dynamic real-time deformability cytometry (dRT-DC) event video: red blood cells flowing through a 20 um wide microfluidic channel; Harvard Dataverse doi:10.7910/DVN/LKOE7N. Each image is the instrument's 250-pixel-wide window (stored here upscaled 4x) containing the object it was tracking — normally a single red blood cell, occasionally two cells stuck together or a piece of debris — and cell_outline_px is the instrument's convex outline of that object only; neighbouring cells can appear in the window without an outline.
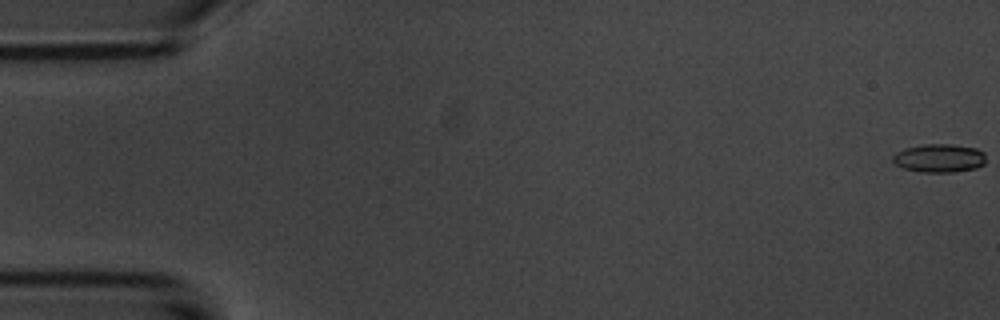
{"species": "common noctule bat (a hibernating species)", "species_latin": "Nyctalus noctula", "temperature_condition": "room temperature", "stored_images_in_passage": 49, "camera_frame_rate_fps": 3000, "um_per_image_px": 0.085, "animal": {"sex": "male", "body_mass_g": 20.1, "forearm_length_mm": 53.5}, "frame": {"image": 1, "passage_image": 1, "time_ms": 0.0, "image_size_px": [1000, 320], "cell_outline_px": [[984, 164], [976, 168], [952, 172], [920, 172], [904, 168], [896, 164], [892, 160], [892, 156], [896, 152], [904, 148], [924, 144], [952, 144], [976, 148], [984, 152]], "centroid_in_image_um": [79.82, 13.43], "position_along_channel_um": 5.2, "area_um2": 15.43}}
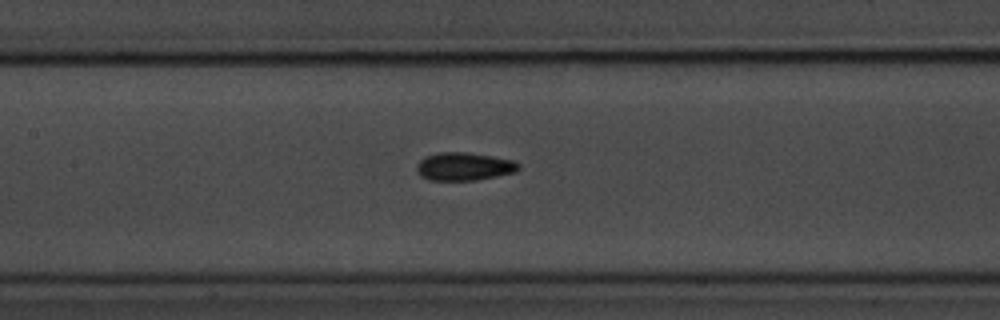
{"frame": {"image": 2, "passage_image": 26, "time_ms": 8.333, "image_size_px": [1000, 320], "cell_outline_px": [[520, 168], [516, 172], [476, 180], [428, 180], [420, 176], [416, 172], [416, 164], [424, 156], [440, 152], [464, 152], [492, 156], [512, 160], [520, 164]], "centroid_in_image_um": [39.41, 14.15], "position_along_channel_um": 168.0, "area_um2": 16.76}}
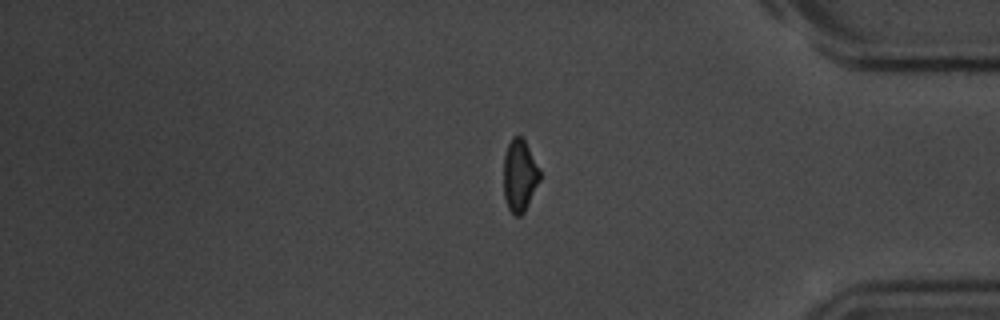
{"frame": {"image": 3, "passage_image": 46, "time_ms": 15.0, "image_size_px": [1000, 320], "cell_outline_px": [[540, 180], [524, 212], [520, 216], [516, 216], [508, 208], [504, 196], [504, 156], [508, 144], [512, 136], [520, 136], [524, 140], [540, 168]], "centroid_in_image_um": [44.17, 14.92], "position_along_channel_um": 391.0, "area_um2": 15.14}}